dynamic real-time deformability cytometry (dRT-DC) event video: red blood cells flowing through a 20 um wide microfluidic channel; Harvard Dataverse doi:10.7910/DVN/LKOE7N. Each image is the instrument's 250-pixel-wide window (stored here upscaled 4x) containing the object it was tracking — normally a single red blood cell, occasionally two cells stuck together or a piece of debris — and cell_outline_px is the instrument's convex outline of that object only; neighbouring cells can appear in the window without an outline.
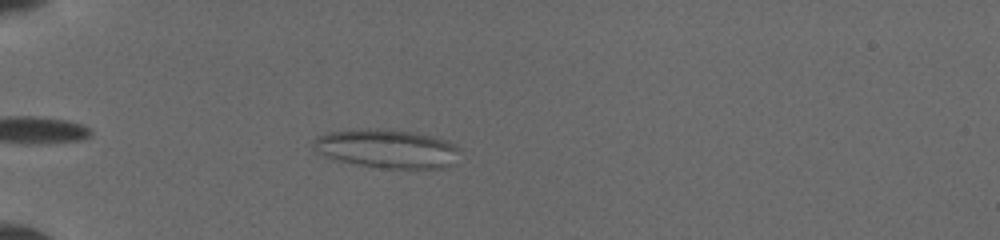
{"species": "common noctule bat (a hibernating species)", "species_latin": "Nyctalus noctula", "temperature_condition": "cold", "stored_images_in_passage": 13, "camera_frame_rate_fps": 3000, "um_per_image_px": 0.085, "animal": {"sex": "female", "body_mass_g": 19.5, "forearm_length_mm": 54.1}, "frame": {"image": 1, "passage_image": 4, "time_ms": 1.667, "image_size_px": [1000, 240], "cell_outline_px": [[460, 148], [448, 164], [444, 168], [380, 168], [356, 164], [324, 156], [312, 148], [316, 136], [332, 132], [368, 128], [384, 128], [408, 132], [428, 136], [444, 140]], "centroid_in_image_um": [32.8, 12.63], "position_along_channel_um": 52.2, "area_um2": 32.25}}
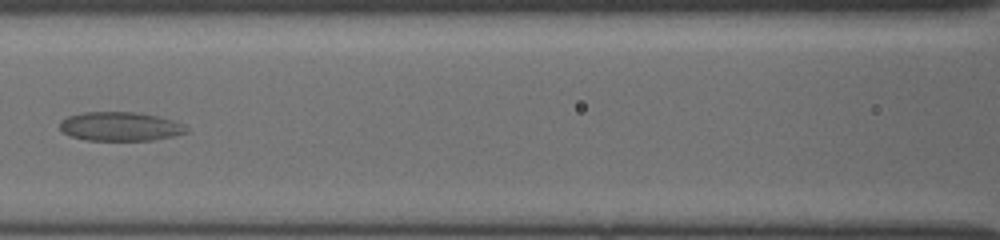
{"frame": {"image": 2, "passage_image": 10, "time_ms": 5.0, "image_size_px": [1000, 240], "cell_outline_px": [[188, 132], [172, 136], [152, 140], [84, 140], [72, 136], [64, 132], [60, 128], [60, 120], [68, 116], [80, 112], [132, 112], [156, 116], [172, 120], [184, 124], [188, 128]], "centroid_in_image_um": [10.2, 10.74], "position_along_channel_um": 156.4, "area_um2": 21.27}}
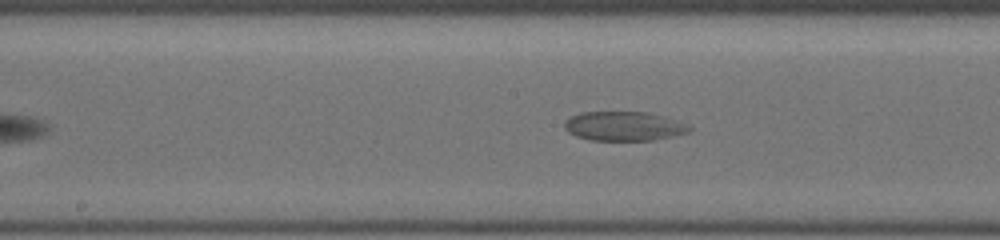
{"frame": {"image": 3, "passage_image": 12, "time_ms": 6.0, "image_size_px": [1000, 240], "cell_outline_px": [[692, 128], [688, 132], [672, 136], [652, 140], [588, 140], [576, 136], [568, 132], [564, 128], [564, 124], [572, 116], [580, 112], [648, 112], [664, 116], [684, 124]], "centroid_in_image_um": [52.99, 10.72], "position_along_channel_um": 195.2, "area_um2": 21.04}}